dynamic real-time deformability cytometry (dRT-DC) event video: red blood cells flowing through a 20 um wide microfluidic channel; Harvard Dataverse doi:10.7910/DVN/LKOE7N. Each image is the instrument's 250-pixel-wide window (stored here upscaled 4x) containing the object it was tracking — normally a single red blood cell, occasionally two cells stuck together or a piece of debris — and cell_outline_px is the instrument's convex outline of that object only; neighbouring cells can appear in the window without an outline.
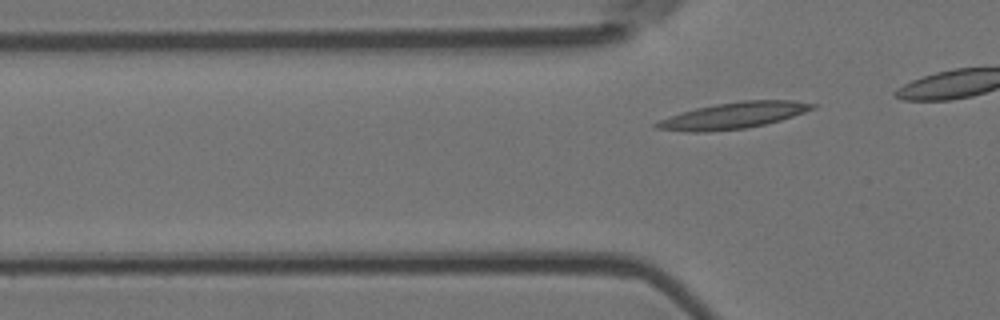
{"species": "Egyptian fruit bat (a non-hibernating species)", "species_latin": "Rousettus aegyptiacus", "temperature_condition": "room temperature", "stored_images_in_passage": 3, "segment_of_instrument_passage": [2, 2], "camera_frame_rate_fps": 3000, "um_per_image_px": 0.085, "animal": {"sex": "female"}, "frame": {"image": 1, "passage_image": 3, "time_ms": 0.667, "image_size_px": [1000, 320], "cell_outline_px": [[816, 108], [780, 120], [764, 124], [744, 128], [704, 132], [684, 132], [656, 128], [652, 124], [660, 120], [680, 112], [696, 108], [716, 104], [744, 100], [792, 100], [816, 104]], "centroid_in_image_um": [62.31, 9.82], "position_along_channel_um": 63.5, "area_um2": 23.7}}